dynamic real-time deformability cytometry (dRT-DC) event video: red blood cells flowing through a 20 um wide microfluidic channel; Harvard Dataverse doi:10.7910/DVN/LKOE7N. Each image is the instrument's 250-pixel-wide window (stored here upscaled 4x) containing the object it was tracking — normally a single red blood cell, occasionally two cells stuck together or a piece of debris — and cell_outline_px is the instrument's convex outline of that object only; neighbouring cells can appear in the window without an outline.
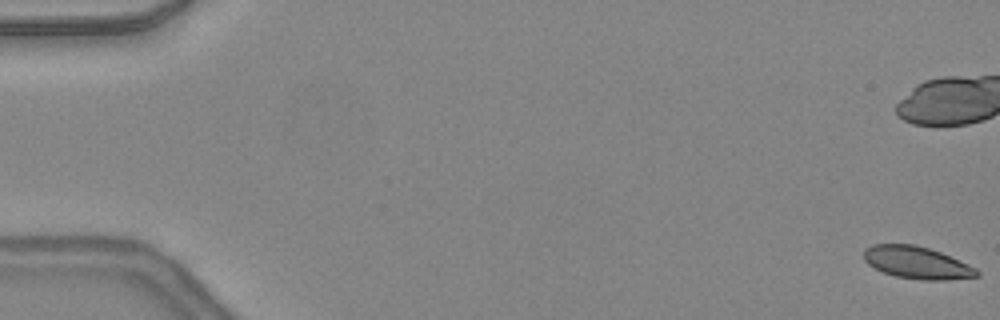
{"species": "common noctule bat (a hibernating species)", "species_latin": "Nyctalus noctula", "temperature_condition": "warm", "stored_images_in_passage": 18, "camera_frame_rate_fps": 3000, "um_per_image_px": 0.085, "animal": {"sex": "female", "body_mass_g": 24.6, "forearm_length_mm": 56.2}, "frame": {"image": 1, "passage_image": 1, "time_ms": 0.0, "image_size_px": [1000, 320], "cell_outline_px": [[980, 276], [944, 280], [924, 280], [896, 276], [884, 272], [868, 264], [864, 260], [864, 248], [872, 244], [912, 244], [928, 248], [940, 252], [968, 264], [976, 268], [980, 272]], "centroid_in_image_um": [77.93, 22.32], "position_along_channel_um": 7.1, "area_um2": 21.1}}